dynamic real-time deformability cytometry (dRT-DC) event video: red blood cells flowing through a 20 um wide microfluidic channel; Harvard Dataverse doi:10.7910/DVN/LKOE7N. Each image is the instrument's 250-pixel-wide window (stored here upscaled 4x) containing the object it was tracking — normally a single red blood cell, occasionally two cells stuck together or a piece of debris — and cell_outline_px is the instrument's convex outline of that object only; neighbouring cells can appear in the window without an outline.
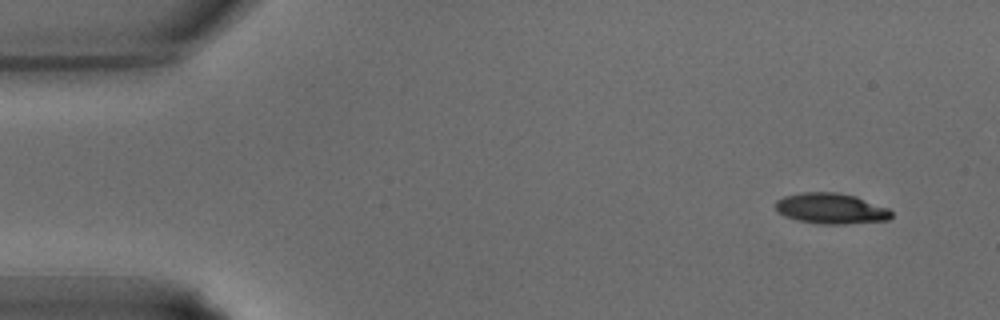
{"species": "common noctule bat (a hibernating species)", "species_latin": "Nyctalus noctula", "temperature_condition": "warm", "stored_images_in_passage": 9, "camera_frame_rate_fps": 3000, "um_per_image_px": 0.085, "animal": {"sex": "male", "body_mass_g": 15.6}, "frame": {"image": 1, "passage_image": 1, "time_ms": 0.0, "image_size_px": [1000, 320], "cell_outline_px": [[892, 216], [888, 220], [844, 224], [816, 224], [796, 220], [784, 216], [776, 212], [776, 200], [784, 196], [804, 192], [836, 192], [856, 196], [888, 208], [892, 212]], "centroid_in_image_um": [70.61, 17.73], "position_along_channel_um": 14.4, "area_um2": 20.87}}
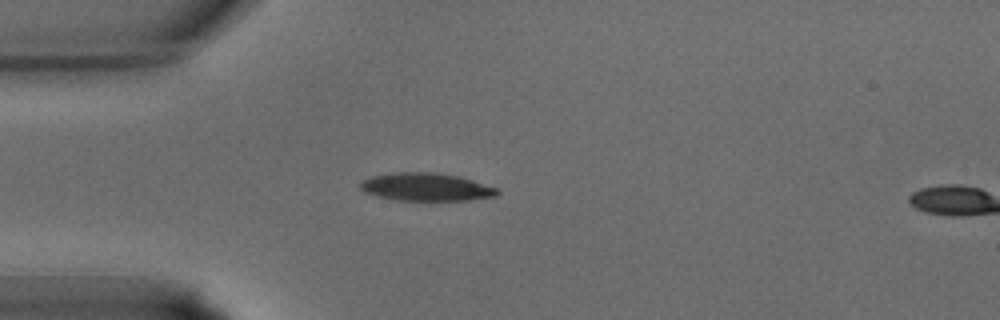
{"frame": {"image": 2, "passage_image": 8, "time_ms": 2.333, "image_size_px": [1000, 320], "cell_outline_px": [[500, 192], [496, 196], [468, 200], [396, 200], [376, 196], [364, 192], [360, 188], [360, 180], [368, 176], [396, 172], [432, 172], [456, 176], [472, 180], [500, 188]], "centroid_in_image_um": [36.19, 15.89], "position_along_channel_um": 48.8, "area_um2": 22.43}}